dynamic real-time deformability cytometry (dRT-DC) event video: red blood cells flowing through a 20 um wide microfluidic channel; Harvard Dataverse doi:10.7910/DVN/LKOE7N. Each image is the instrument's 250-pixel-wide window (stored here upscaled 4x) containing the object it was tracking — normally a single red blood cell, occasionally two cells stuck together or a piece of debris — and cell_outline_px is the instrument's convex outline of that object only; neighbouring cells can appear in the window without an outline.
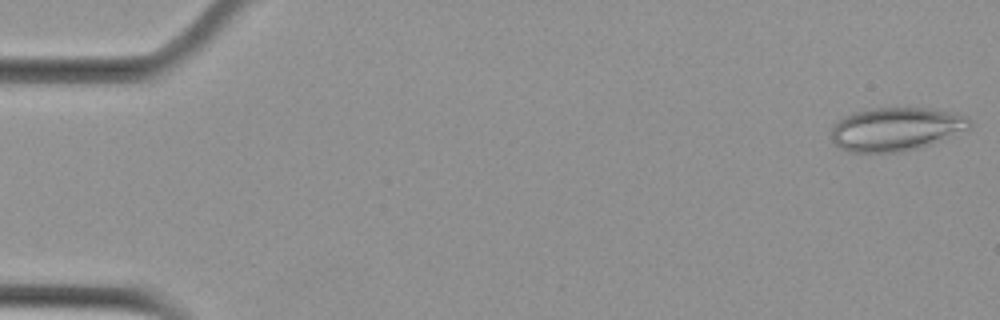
{"species": "Egyptian fruit bat (a non-hibernating species)", "species_latin": "Rousettus aegyptiacus", "temperature_condition": "cold", "stored_images_in_passage": 53, "camera_frame_rate_fps": 3000, "um_per_image_px": 0.085, "animal": {"sex": "female"}, "frame": {"image": 1, "passage_image": 1, "time_ms": 0.0, "image_size_px": [1000, 320], "cell_outline_px": [[972, 124], [968, 128], [928, 144], [916, 148], [900, 152], [848, 152], [840, 148], [832, 140], [832, 124], [844, 116], [856, 112], [872, 108], [932, 108], [968, 116]], "centroid_in_image_um": [76.11, 10.96], "position_along_channel_um": 8.9, "area_um2": 34.62}}
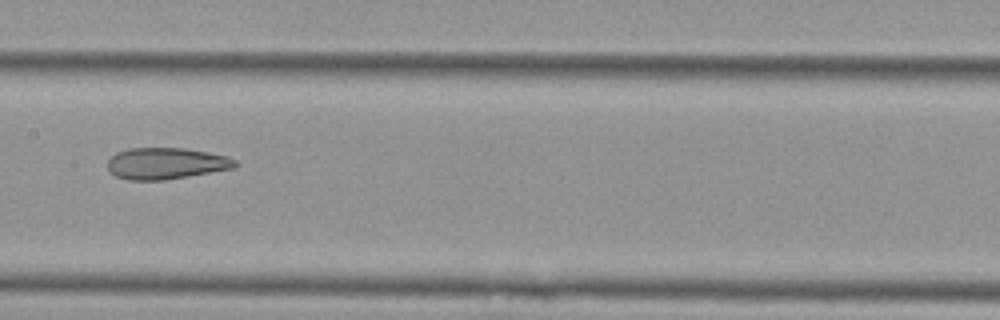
{"frame": {"image": 2, "passage_image": 27, "time_ms": 8.667, "image_size_px": [1000, 320], "cell_outline_px": [[236, 168], [164, 180], [128, 180], [116, 176], [108, 172], [108, 160], [116, 152], [128, 148], [184, 148], [208, 152], [228, 156], [236, 160]], "centroid_in_image_um": [14.1, 13.89], "position_along_channel_um": 193.3, "area_um2": 23.52}}
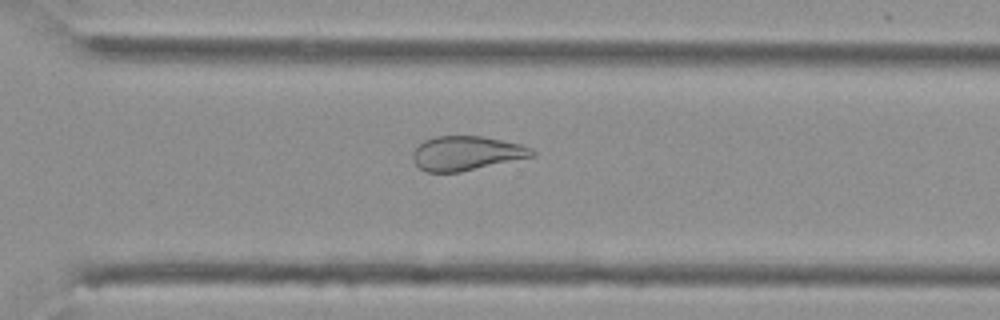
{"frame": {"image": 3, "passage_image": 38, "time_ms": 12.333, "image_size_px": [1000, 320], "cell_outline_px": [[536, 156], [460, 172], [424, 172], [412, 160], [412, 152], [424, 140], [436, 136], [484, 136], [520, 144], [532, 148], [536, 152]], "centroid_in_image_um": [39.66, 13.03], "position_along_channel_um": 330.9, "area_um2": 23.99}, "authors_computed_cell_mechanics": {"area_um2": 29.189, "velocity_mm_per_s": 3.7571, "shape_relaxation_time_tau1_ms": null, "shape_relaxation_time_tau2_ms": 2.068, "deformation_change_tau1": null, "deformation_change_tau2": 0.0879}}